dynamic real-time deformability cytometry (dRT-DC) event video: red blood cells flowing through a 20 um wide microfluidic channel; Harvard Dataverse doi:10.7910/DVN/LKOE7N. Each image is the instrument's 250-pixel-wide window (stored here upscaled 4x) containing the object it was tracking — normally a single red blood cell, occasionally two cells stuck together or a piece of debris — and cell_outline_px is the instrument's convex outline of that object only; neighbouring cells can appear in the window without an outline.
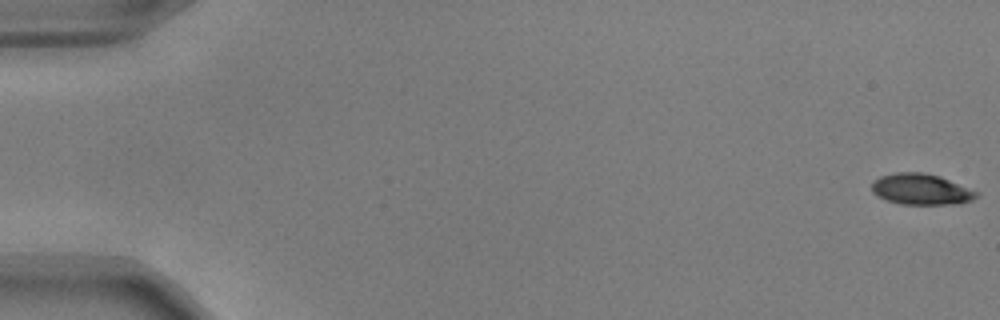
{"species": "common noctule bat (a hibernating species)", "species_latin": "Nyctalus noctula", "temperature_condition": "warm", "stored_images_in_passage": 55, "segment_of_instrument_passage": [1, 2], "camera_frame_rate_fps": 3000, "um_per_image_px": 0.085, "animal": {"sex": "male", "body_mass_g": 17.9, "forearm_length_mm": 54.2}, "frame": {"image": 1, "passage_image": 1, "time_ms": 0.0, "image_size_px": [1000, 320], "cell_outline_px": [[980, 196], [972, 200], [960, 204], [900, 204], [888, 200], [872, 192], [872, 180], [880, 176], [896, 172], [924, 172], [940, 176], [980, 192]], "centroid_in_image_um": [78.34, 16.08], "position_along_channel_um": 6.7, "area_um2": 19.07}}
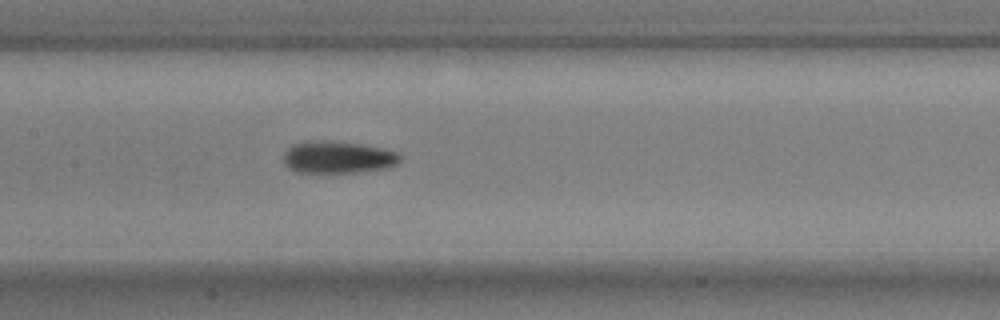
{"frame": {"image": 2, "passage_image": 27, "time_ms": 8.667, "image_size_px": [1000, 320], "cell_outline_px": [[400, 160], [396, 164], [384, 168], [356, 172], [296, 172], [288, 168], [284, 164], [284, 152], [292, 144], [308, 140], [336, 140], [364, 144], [384, 148], [400, 152]], "centroid_in_image_um": [28.7, 13.33], "position_along_channel_um": 178.7, "area_um2": 22.2}}
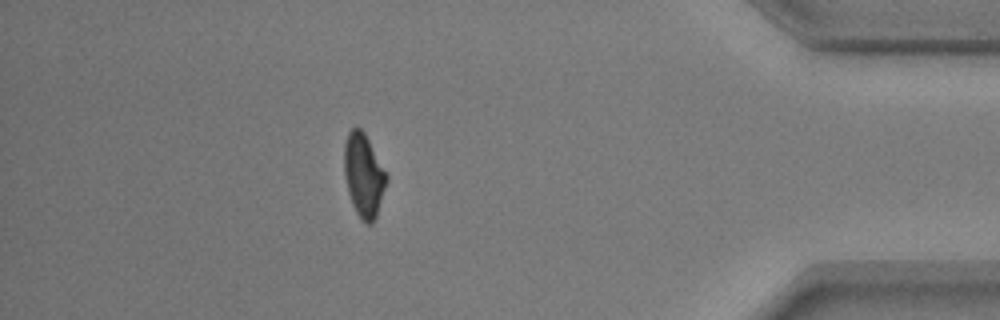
{"frame": {"image": 3, "passage_image": 48, "time_ms": 15.667, "image_size_px": [1000, 320], "cell_outline_px": [[388, 180], [376, 216], [372, 224], [368, 224], [356, 212], [352, 204], [348, 192], [344, 176], [344, 144], [348, 132], [352, 128], [360, 128], [364, 132], [388, 176]], "centroid_in_image_um": [30.9, 14.89], "position_along_channel_um": 404.3, "area_um2": 20.35}}